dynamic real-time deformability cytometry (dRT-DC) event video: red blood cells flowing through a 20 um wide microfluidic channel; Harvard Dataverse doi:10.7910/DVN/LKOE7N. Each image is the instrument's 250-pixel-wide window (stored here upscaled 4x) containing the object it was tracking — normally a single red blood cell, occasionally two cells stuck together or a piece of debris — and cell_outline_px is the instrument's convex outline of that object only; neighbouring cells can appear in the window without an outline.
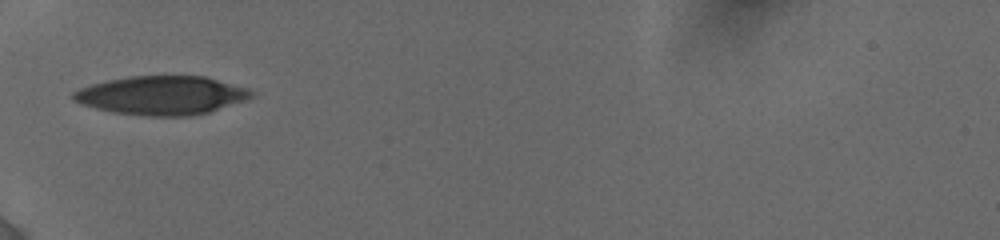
{"species": "human", "species_latin": "Homo sapiens", "temperature_condition": "cold", "stored_images_in_passage": 5, "camera_frame_rate_fps": 3000, "um_per_image_px": 0.085, "donor": {"sex": "female"}, "frame": {"image": 1, "passage_image": 1, "time_ms": 0.0, "image_size_px": [1000, 240], "cell_outline_px": [[252, 96], [248, 100], [208, 112], [188, 116], [144, 116], [112, 112], [80, 104], [72, 100], [72, 92], [80, 88], [92, 84], [108, 80], [128, 76], [204, 76], [248, 88], [252, 92]], "centroid_in_image_um": [13.72, 8.11], "position_along_channel_um": 71.3, "area_um2": 40.23}}
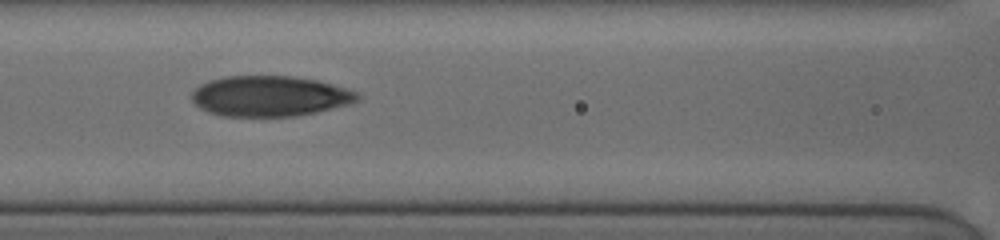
{"frame": {"image": 2, "passage_image": 3, "time_ms": 2.0, "image_size_px": [1000, 240], "cell_outline_px": [[360, 96], [356, 100], [348, 104], [316, 112], [292, 116], [220, 116], [208, 112], [200, 108], [192, 100], [192, 92], [200, 84], [208, 80], [224, 76], [296, 76], [316, 80], [332, 84], [356, 92]], "centroid_in_image_um": [22.88, 8.16], "position_along_channel_um": 143.7, "area_um2": 38.96}}
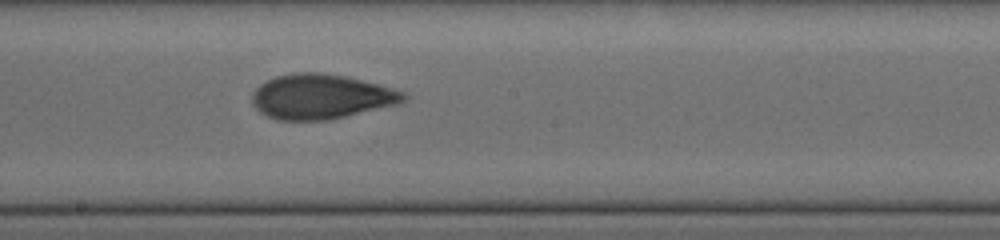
{"frame": {"image": 3, "passage_image": 5, "time_ms": 4.0, "image_size_px": [1000, 240], "cell_outline_px": [[408, 96], [400, 104], [328, 120], [276, 120], [260, 112], [252, 104], [252, 92], [260, 84], [276, 76], [296, 72], [320, 72], [344, 76], [376, 84], [404, 92]], "centroid_in_image_um": [27.27, 8.22], "position_along_channel_um": 220.9, "area_um2": 39.42}}